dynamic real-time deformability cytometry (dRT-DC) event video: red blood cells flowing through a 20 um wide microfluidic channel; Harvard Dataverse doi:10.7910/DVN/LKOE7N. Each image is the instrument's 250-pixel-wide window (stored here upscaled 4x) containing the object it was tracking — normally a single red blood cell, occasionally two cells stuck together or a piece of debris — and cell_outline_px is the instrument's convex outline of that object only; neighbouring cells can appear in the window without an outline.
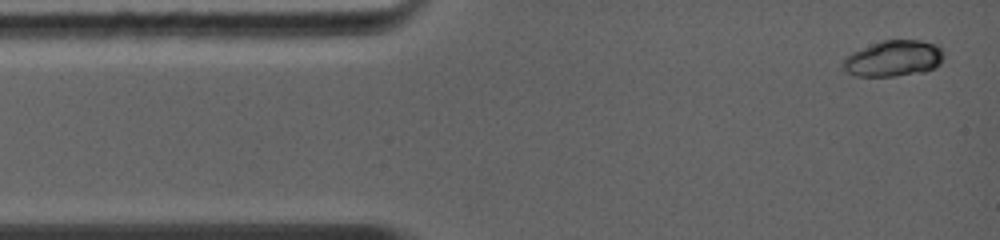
{"species": "common noctule bat (a hibernating species)", "species_latin": "Nyctalus noctula", "temperature_condition": "warm", "stored_images_in_passage": 43, "camera_frame_rate_fps": 5000, "um_per_image_px": 0.085, "animal": {"sex": "female", "body_mass_g": 19.0, "forearm_length_mm": 56.7}, "frame": {"image": 1, "passage_image": 1, "time_ms": 0.0, "image_size_px": [1000, 240], "cell_outline_px": [[944, 56], [940, 64], [924, 72], [896, 76], [856, 76], [844, 72], [840, 68], [840, 64], [844, 56], [852, 52], [880, 40], [920, 40], [936, 44], [940, 48]], "centroid_in_image_um": [75.87, 4.98], "position_along_channel_um": 9.1, "area_um2": 21.56}}
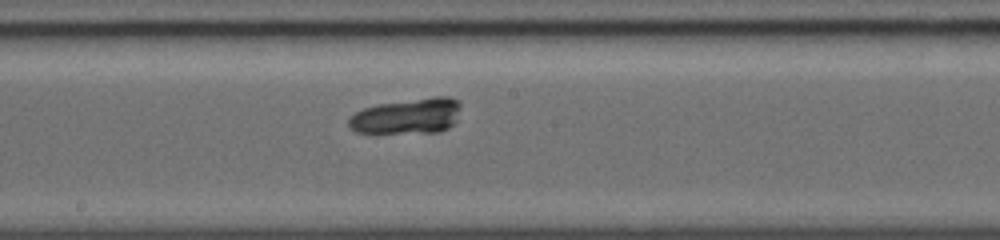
{"frame": {"image": 2, "passage_image": 22, "time_ms": 6.2, "image_size_px": [1000, 240], "cell_outline_px": [[460, 108], [456, 120], [448, 128], [440, 132], [356, 132], [348, 128], [348, 116], [364, 108], [376, 104], [432, 96], [448, 96], [460, 100]], "centroid_in_image_um": [34.62, 9.84], "position_along_channel_um": 213.6, "area_um2": 23.41}}
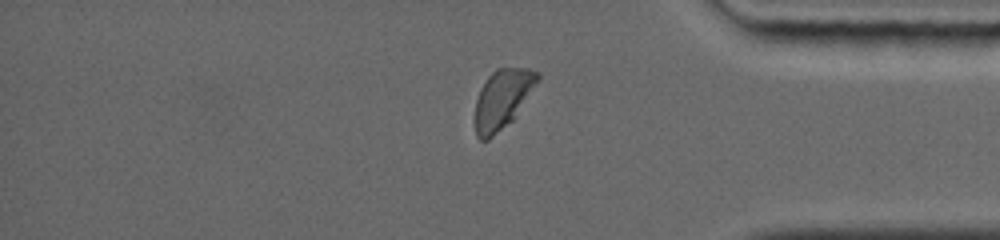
{"frame": {"image": 3, "passage_image": 39, "time_ms": 10.6, "image_size_px": [1000, 240], "cell_outline_px": [[540, 76], [512, 120], [488, 140], [480, 140], [476, 136], [476, 100], [480, 88], [488, 76], [496, 68], [528, 68], [540, 72]], "centroid_in_image_um": [42.68, 8.4], "position_along_channel_um": 392.5, "area_um2": 21.04}}